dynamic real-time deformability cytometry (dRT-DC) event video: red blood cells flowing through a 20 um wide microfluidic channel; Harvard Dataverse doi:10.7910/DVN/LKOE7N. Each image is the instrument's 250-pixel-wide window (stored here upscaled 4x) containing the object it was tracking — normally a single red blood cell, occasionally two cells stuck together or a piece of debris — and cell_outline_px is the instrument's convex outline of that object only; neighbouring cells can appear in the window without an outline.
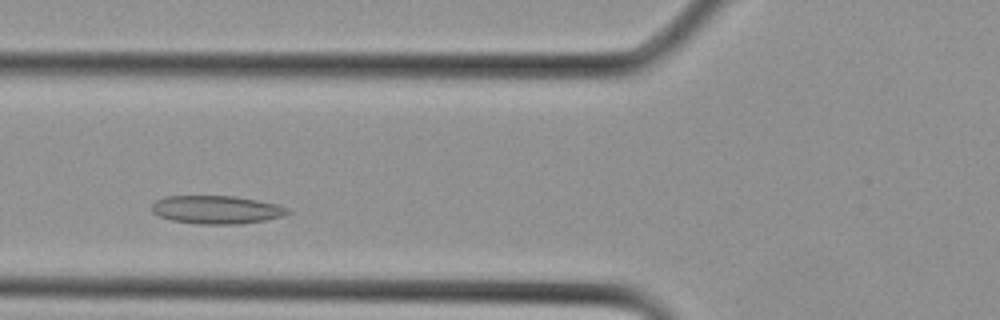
{"species": "Egyptian fruit bat (a non-hibernating species)", "species_latin": "Rousettus aegyptiacus", "temperature_condition": "cold", "stored_images_in_passage": 22, "camera_frame_rate_fps": 3000, "um_per_image_px": 0.085, "animal": {"sex": "female"}, "frame": {"image": 1, "passage_image": 4, "time_ms": 1.0, "image_size_px": [1000, 320], "cell_outline_px": [[292, 212], [284, 216], [264, 220], [240, 224], [196, 224], [172, 220], [160, 216], [152, 212], [152, 204], [156, 200], [164, 196], [232, 196], [256, 200], [276, 204], [288, 208]], "centroid_in_image_um": [18.4, 17.83], "position_along_channel_um": 107.4, "area_um2": 22.31}}
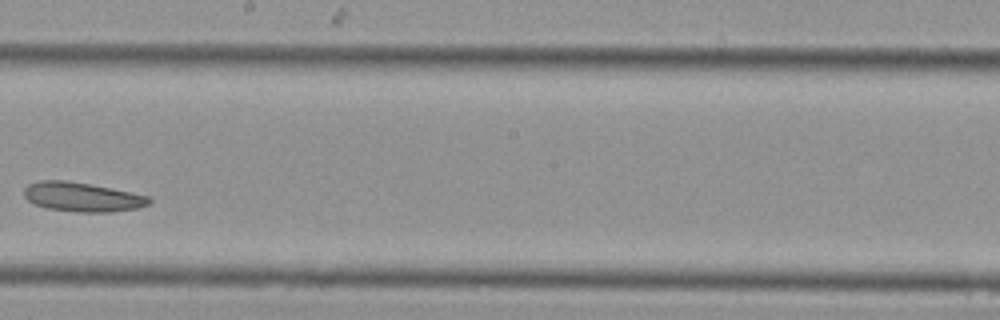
{"frame": {"image": 2, "passage_image": 10, "time_ms": 3.0, "image_size_px": [1000, 320], "cell_outline_px": [[152, 200], [148, 204], [136, 208], [112, 212], [80, 212], [48, 208], [36, 204], [28, 200], [24, 196], [24, 188], [28, 184], [40, 180], [64, 180], [88, 184], [148, 196]], "centroid_in_image_um": [6.95, 16.74], "position_along_channel_um": 241.2, "area_um2": 20.92}}
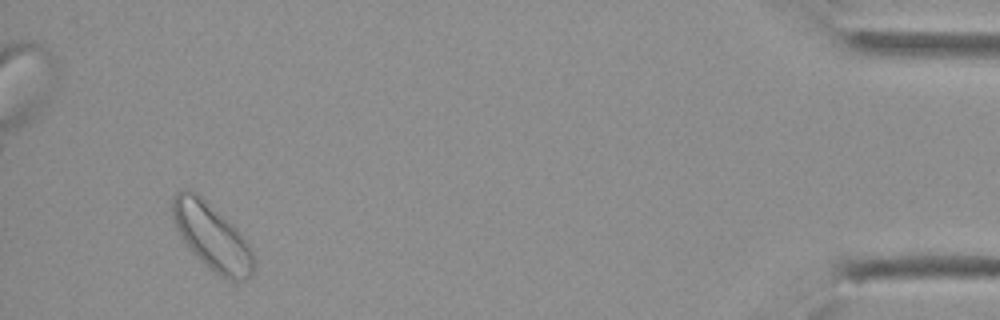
{"frame": {"image": 3, "passage_image": 21, "time_ms": 6.667, "image_size_px": [1000, 320], "cell_outline_px": [[256, 264], [252, 276], [244, 280], [228, 280], [220, 276], [208, 268], [196, 256], [184, 240], [176, 228], [172, 220], [172, 196], [180, 188], [188, 188], [196, 192], [232, 224], [240, 232], [248, 244], [256, 260]], "centroid_in_image_um": [18.01, 20.11], "position_along_channel_um": 417.2, "area_um2": 31.56}}